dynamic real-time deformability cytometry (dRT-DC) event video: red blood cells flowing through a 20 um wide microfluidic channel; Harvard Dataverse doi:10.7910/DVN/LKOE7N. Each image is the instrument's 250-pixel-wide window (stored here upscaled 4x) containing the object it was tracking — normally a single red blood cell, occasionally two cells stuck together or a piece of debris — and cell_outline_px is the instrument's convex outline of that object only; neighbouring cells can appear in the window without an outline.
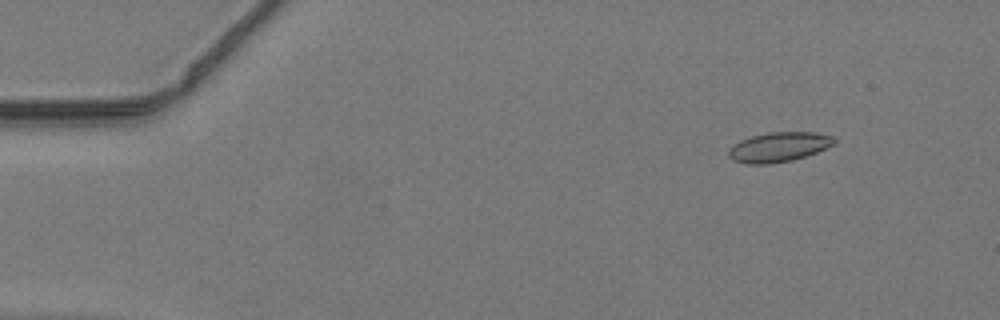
{"species": "common noctule bat (a hibernating species)", "species_latin": "Nyctalus noctula", "temperature_condition": "warm", "stored_images_in_passage": 49, "camera_frame_rate_fps": 3000, "um_per_image_px": 0.085, "animal": {"sex": "male", "body_mass_g": 19.2, "forearm_length_mm": 51.8}, "frame": {"image": 1, "passage_image": 6, "time_ms": 1.667, "image_size_px": [1000, 320], "cell_outline_px": [[836, 144], [816, 152], [792, 160], [768, 164], [744, 164], [732, 160], [728, 156], [728, 148], [740, 140], [752, 136], [768, 132], [812, 132], [832, 136], [836, 140]], "centroid_in_image_um": [66.16, 12.5], "position_along_channel_um": 18.8, "area_um2": 18.32}}
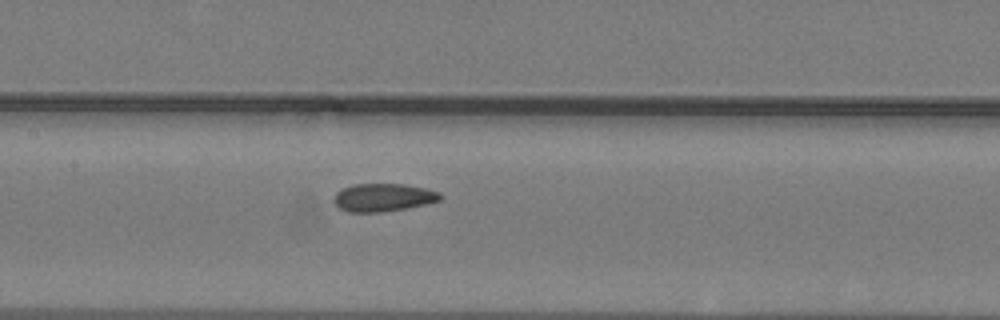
{"frame": {"image": 2, "passage_image": 24, "time_ms": 7.667, "image_size_px": [1000, 320], "cell_outline_px": [[444, 196], [440, 200], [424, 204], [384, 212], [348, 212], [340, 208], [332, 200], [336, 192], [352, 184], [404, 184], [428, 188], [440, 192]], "centroid_in_image_um": [32.59, 16.77], "position_along_channel_um": 174.8, "area_um2": 17.4}}
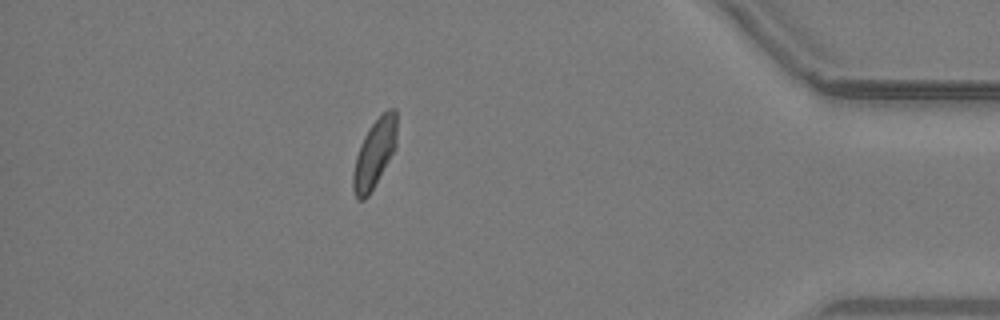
{"frame": {"image": 3, "passage_image": 43, "time_ms": 14.0, "image_size_px": [1000, 320], "cell_outline_px": [[396, 148], [368, 196], [364, 200], [356, 200], [352, 188], [352, 172], [356, 156], [360, 144], [368, 128], [388, 108], [396, 108]], "centroid_in_image_um": [31.81, 13.07], "position_along_channel_um": 403.4, "area_um2": 17.46}}